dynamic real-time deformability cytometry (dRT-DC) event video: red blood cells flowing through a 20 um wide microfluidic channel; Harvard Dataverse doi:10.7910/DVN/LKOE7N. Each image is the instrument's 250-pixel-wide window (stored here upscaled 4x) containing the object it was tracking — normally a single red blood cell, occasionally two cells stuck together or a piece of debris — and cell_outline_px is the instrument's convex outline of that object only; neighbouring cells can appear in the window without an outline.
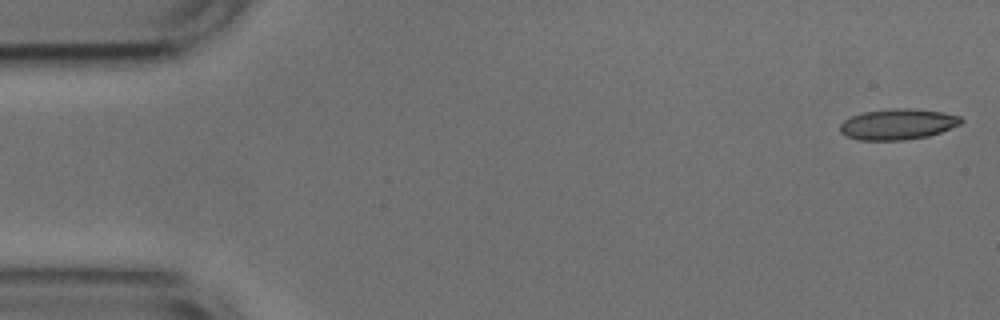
{"species": "common noctule bat (a hibernating species)", "species_latin": "Nyctalus noctula", "temperature_condition": "cold", "stored_images_in_passage": 47, "camera_frame_rate_fps": 3000, "um_per_image_px": 0.085, "animal": {"sex": "male", "body_mass_g": 17.9, "forearm_length_mm": 54.2}, "frame": {"image": 1, "passage_image": 1, "time_ms": 0.0, "image_size_px": [1000, 320], "cell_outline_px": [[964, 120], [960, 124], [940, 132], [928, 136], [904, 140], [860, 140], [844, 136], [840, 132], [840, 124], [844, 120], [852, 116], [864, 112], [896, 108], [908, 108], [940, 112], [960, 116]], "centroid_in_image_um": [76.28, 10.57], "position_along_channel_um": 8.7, "area_um2": 21.56}}
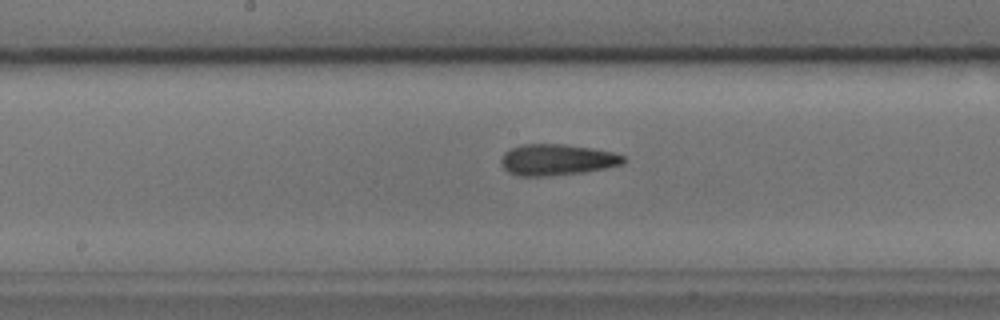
{"frame": {"image": 2, "passage_image": 26, "time_ms": 8.333, "image_size_px": [1000, 320], "cell_outline_px": [[628, 160], [624, 164], [584, 172], [544, 176], [516, 176], [508, 172], [504, 168], [500, 160], [504, 152], [512, 148], [524, 144], [564, 144], [592, 148], [612, 152], [624, 156]], "centroid_in_image_um": [47.35, 13.58], "position_along_channel_um": 200.9, "area_um2": 22.25}}
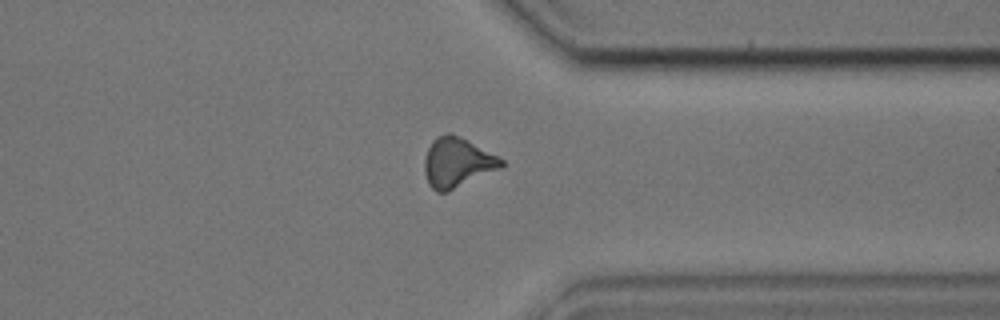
{"frame": {"image": 3, "passage_image": 40, "time_ms": 13.0, "image_size_px": [1000, 320], "cell_outline_px": [[504, 168], [448, 192], [436, 192], [428, 184], [424, 172], [424, 160], [428, 148], [432, 140], [436, 136], [448, 132], [452, 132], [460, 136], [504, 160]], "centroid_in_image_um": [38.86, 13.83], "position_along_channel_um": 372.5, "area_um2": 22.66}}